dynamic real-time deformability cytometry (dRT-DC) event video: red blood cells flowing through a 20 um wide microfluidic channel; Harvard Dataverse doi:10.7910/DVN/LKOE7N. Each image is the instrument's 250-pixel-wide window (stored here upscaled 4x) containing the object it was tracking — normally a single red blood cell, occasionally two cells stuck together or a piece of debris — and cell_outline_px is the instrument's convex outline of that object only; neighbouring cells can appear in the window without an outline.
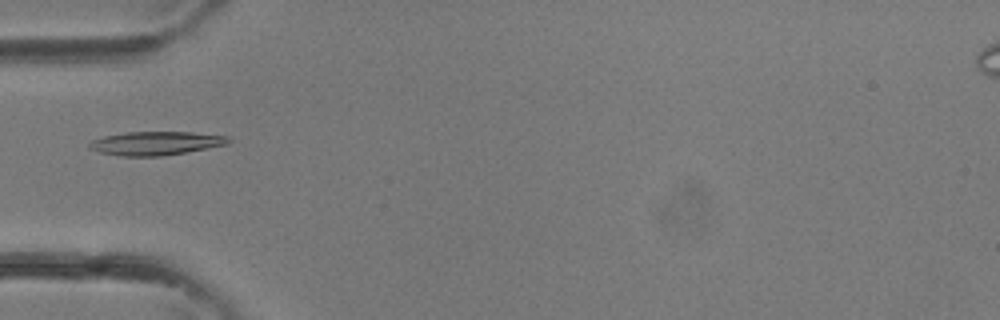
{"species": "common noctule bat (a hibernating species)", "species_latin": "Nyctalus noctula", "temperature_condition": "room temperature", "stored_images_in_passage": 4, "camera_frame_rate_fps": 3000, "um_per_image_px": 0.085, "animal": {"sex": "female"}, "frame": {"image": 1, "passage_image": 4, "time_ms": 1.0, "image_size_px": [1000, 320], "cell_outline_px": [[232, 140], [228, 144], [184, 152], [160, 156], [120, 156], [100, 152], [88, 148], [88, 144], [92, 140], [104, 136], [128, 132], [192, 132], [232, 136]], "centroid_in_image_um": [13.27, 12.17], "position_along_channel_um": 71.7, "area_um2": 19.13}}